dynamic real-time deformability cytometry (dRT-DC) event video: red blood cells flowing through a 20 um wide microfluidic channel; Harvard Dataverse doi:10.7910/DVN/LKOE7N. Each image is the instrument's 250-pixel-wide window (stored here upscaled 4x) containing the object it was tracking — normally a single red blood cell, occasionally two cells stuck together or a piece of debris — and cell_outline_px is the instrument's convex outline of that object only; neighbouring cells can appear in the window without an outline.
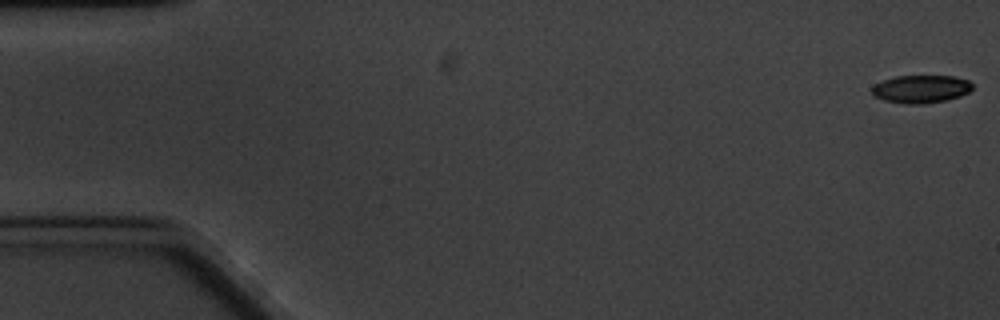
{"species": "common noctule bat (a hibernating species)", "species_latin": "Nyctalus noctula", "temperature_condition": "cold", "stored_images_in_passage": 6, "camera_frame_rate_fps": 3000, "um_per_image_px": 0.085, "animal": {"sex": "male", "body_mass_g": 20.1, "forearm_length_mm": 53.5}, "frame": {"image": 1, "passage_image": 1, "time_ms": 0.0, "image_size_px": [1000, 320], "cell_outline_px": [[972, 88], [968, 92], [960, 96], [944, 100], [920, 104], [904, 104], [884, 100], [872, 96], [872, 88], [876, 84], [892, 76], [952, 76], [968, 80], [972, 84]], "centroid_in_image_um": [78.25, 7.56], "position_along_channel_um": 6.7, "area_um2": 16.24}}
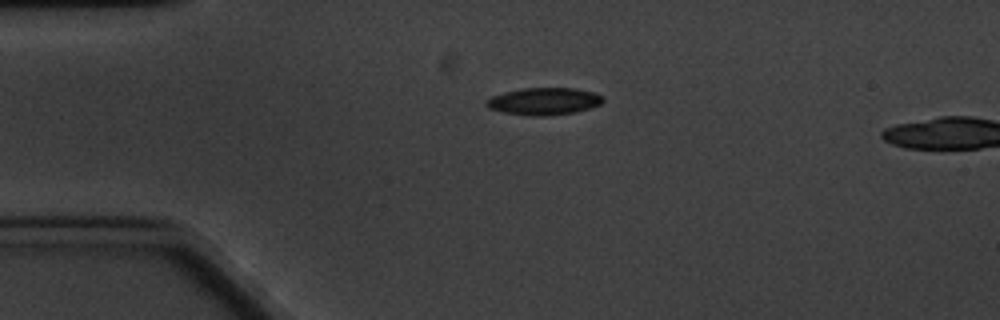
{"frame": {"image": 2, "passage_image": 5, "time_ms": 4.333, "image_size_px": [1000, 320], "cell_outline_px": [[604, 100], [600, 104], [576, 112], [548, 116], [532, 116], [504, 112], [488, 108], [484, 104], [484, 100], [492, 96], [504, 92], [524, 88], [576, 88], [592, 92], [600, 96]], "centroid_in_image_um": [46.19, 8.61], "position_along_channel_um": 38.8, "area_um2": 18.44}}